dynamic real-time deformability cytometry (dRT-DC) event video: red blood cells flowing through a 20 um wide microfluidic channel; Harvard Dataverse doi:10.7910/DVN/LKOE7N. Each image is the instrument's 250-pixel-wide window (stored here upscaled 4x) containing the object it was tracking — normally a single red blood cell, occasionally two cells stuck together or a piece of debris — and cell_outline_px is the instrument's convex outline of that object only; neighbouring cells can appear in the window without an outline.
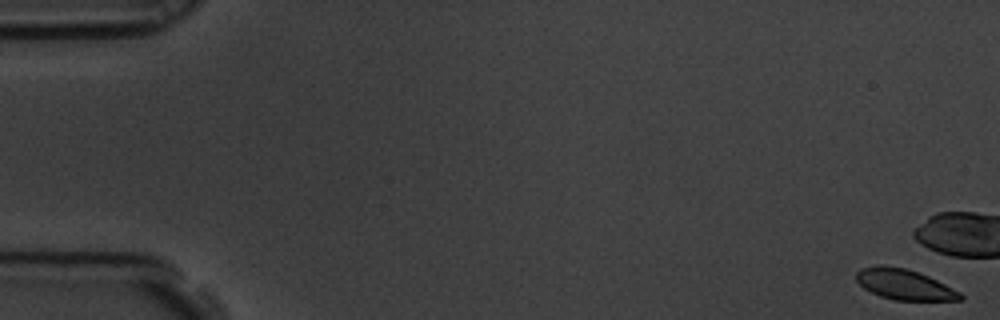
{"species": "common noctule bat (a hibernating species)", "species_latin": "Nyctalus noctula", "temperature_condition": "room temperature", "stored_images_in_passage": 5, "segment_of_instrument_passage": [2, 2], "camera_frame_rate_fps": 3000, "um_per_image_px": 0.085, "animal": {"sex": "male", "body_mass_g": 19.5, "forearm_length_mm": 54.6}, "frame": {"image": 1, "passage_image": 5, "time_ms": 1.333, "image_size_px": [1000, 320], "cell_outline_px": [[964, 296], [960, 300], [896, 300], [880, 296], [864, 288], [856, 280], [856, 272], [860, 268], [904, 268], [928, 276], [960, 292]], "centroid_in_image_um": [76.9, 24.22], "position_along_channel_um": 8.1, "area_um2": 17.63}}